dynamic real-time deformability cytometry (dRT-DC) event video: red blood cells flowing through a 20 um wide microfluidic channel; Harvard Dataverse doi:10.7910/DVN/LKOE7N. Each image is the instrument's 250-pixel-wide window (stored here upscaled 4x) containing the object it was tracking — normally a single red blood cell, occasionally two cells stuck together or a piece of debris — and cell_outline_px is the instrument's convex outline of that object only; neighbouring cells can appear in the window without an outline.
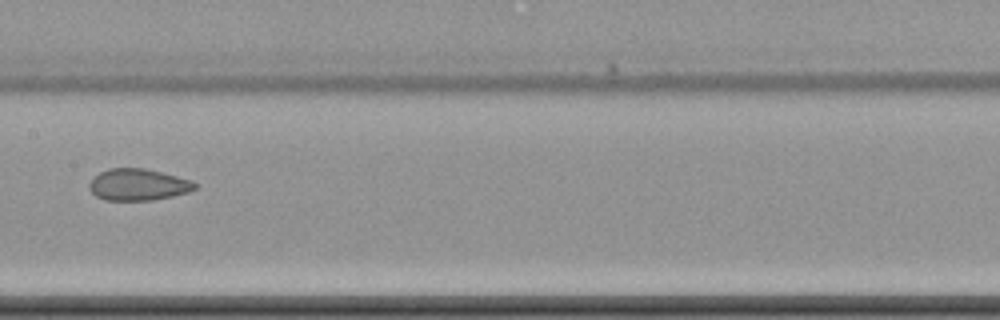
{"species": "common noctule bat (a hibernating species)", "species_latin": "Nyctalus noctula", "temperature_condition": "cold", "stored_images_in_passage": 10, "camera_frame_rate_fps": 3000, "um_per_image_px": 0.085, "animal": {"sex": "female", "body_mass_g": 22.7, "forearm_length_mm": 54.2}, "frame": {"image": 1, "passage_image": 9, "time_ms": 9.667, "image_size_px": [1000, 320], "cell_outline_px": [[200, 184], [196, 188], [188, 192], [172, 196], [152, 200], [104, 200], [96, 196], [88, 188], [88, 184], [100, 172], [108, 168], [144, 168], [192, 180]], "centroid_in_image_um": [11.75, 15.7], "position_along_channel_um": 195.6, "area_um2": 19.48}}
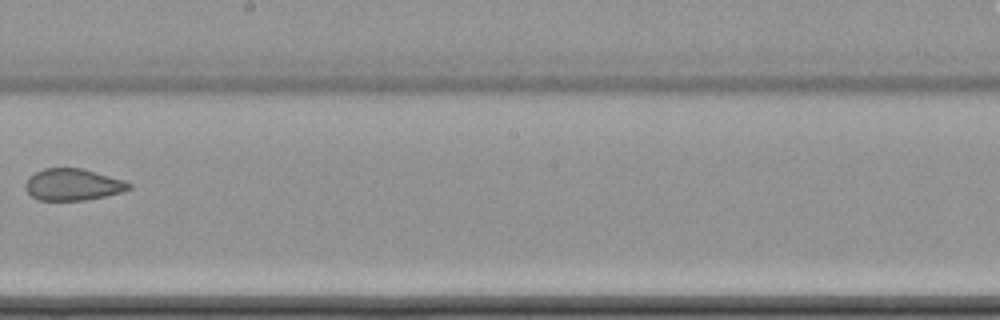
{"frame": {"image": 2, "passage_image": 10, "time_ms": 11.0, "image_size_px": [1000, 320], "cell_outline_px": [[132, 188], [120, 192], [104, 196], [84, 200], [40, 200], [32, 196], [24, 188], [24, 184], [28, 176], [44, 168], [80, 168], [124, 180], [132, 184]], "centroid_in_image_um": [6.16, 15.68], "position_along_channel_um": 242.0, "area_um2": 19.02}}